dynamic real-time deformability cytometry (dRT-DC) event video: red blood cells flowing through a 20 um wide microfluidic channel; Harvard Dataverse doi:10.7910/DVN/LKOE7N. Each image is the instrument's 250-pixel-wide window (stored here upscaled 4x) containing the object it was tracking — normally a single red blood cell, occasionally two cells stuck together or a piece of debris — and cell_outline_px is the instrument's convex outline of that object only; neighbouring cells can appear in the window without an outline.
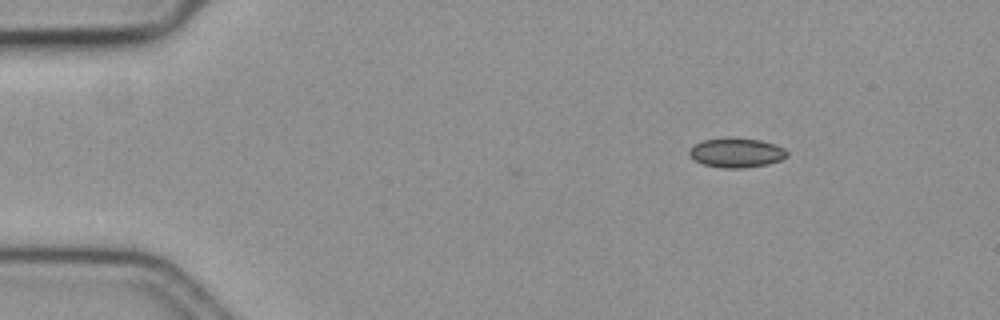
{"species": "common noctule bat (a hibernating species)", "species_latin": "Nyctalus noctula", "temperature_condition": "cold", "stored_images_in_passage": 3, "camera_frame_rate_fps": 3000, "um_per_image_px": 0.085, "animal": {"sex": "female", "body_mass_g": 19.3, "forearm_length_mm": 54.1}, "frame": {"image": 1, "passage_image": 1, "time_ms": 0.0, "image_size_px": [1000, 320], "cell_outline_px": [[788, 156], [780, 160], [768, 164], [744, 168], [724, 168], [704, 164], [696, 160], [688, 152], [688, 148], [704, 140], [728, 136], [760, 140], [776, 144], [784, 148], [788, 152]], "centroid_in_image_um": [62.62, 12.96], "position_along_channel_um": 22.4, "area_um2": 16.94}}